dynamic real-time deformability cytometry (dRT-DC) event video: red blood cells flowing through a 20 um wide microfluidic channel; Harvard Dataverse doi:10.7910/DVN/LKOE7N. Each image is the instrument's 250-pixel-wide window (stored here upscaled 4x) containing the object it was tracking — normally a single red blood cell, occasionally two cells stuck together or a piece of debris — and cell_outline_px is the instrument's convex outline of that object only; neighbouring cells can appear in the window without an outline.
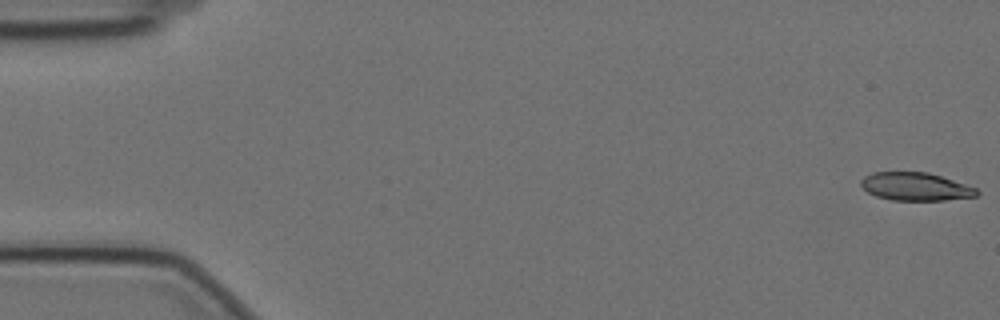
{"species": "Egyptian fruit bat (a non-hibernating species)", "species_latin": "Rousettus aegyptiacus", "temperature_condition": "cold", "stored_images_in_passage": 23, "camera_frame_rate_fps": 3000, "um_per_image_px": 0.085, "animal": {"sex": "female"}, "frame": {"image": 1, "passage_image": 1, "time_ms": 0.0, "image_size_px": [1000, 320], "cell_outline_px": [[980, 192], [976, 196], [944, 200], [892, 200], [876, 196], [868, 192], [860, 184], [860, 180], [864, 176], [872, 172], [928, 172], [976, 188]], "centroid_in_image_um": [77.79, 15.86], "position_along_channel_um": 7.2, "area_um2": 18.79}}
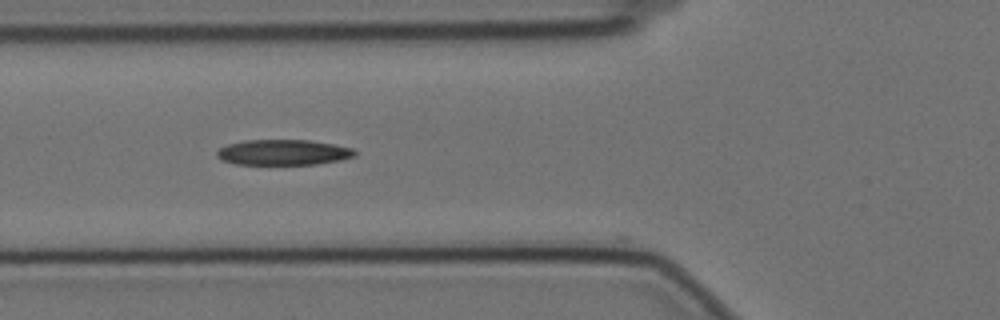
{"frame": {"image": 2, "passage_image": 21, "time_ms": 6.667, "image_size_px": [1000, 320], "cell_outline_px": [[356, 156], [340, 160], [316, 164], [236, 164], [220, 160], [216, 156], [216, 152], [220, 148], [228, 144], [244, 140], [308, 140], [332, 144], [352, 148], [356, 152]], "centroid_in_image_um": [24.05, 12.95], "position_along_channel_um": 101.7, "area_um2": 20.46}}